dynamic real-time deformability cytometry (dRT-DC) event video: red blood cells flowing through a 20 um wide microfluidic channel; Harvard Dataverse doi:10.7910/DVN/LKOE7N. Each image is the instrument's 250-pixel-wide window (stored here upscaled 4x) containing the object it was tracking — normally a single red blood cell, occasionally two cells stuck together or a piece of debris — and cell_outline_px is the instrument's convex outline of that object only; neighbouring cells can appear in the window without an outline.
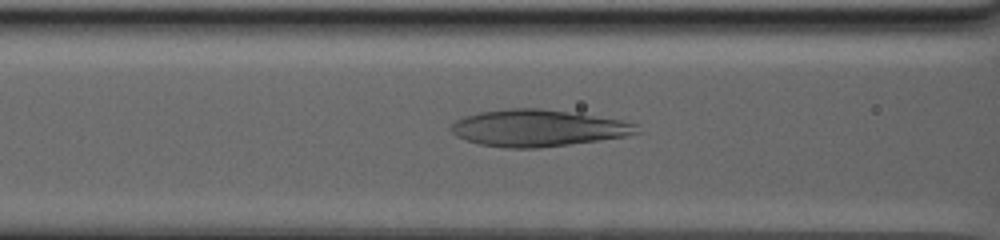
{"species": "human", "species_latin": "Homo sapiens", "temperature_condition": "warm", "stored_images_in_passage": 58, "camera_frame_rate_fps": 3000, "um_per_image_px": 0.085, "donor": {"sex": "male"}, "frame": {"image": 1, "passage_image": 15, "time_ms": 5.333, "image_size_px": [1000, 240], "cell_outline_px": [[640, 132], [628, 136], [540, 148], [504, 148], [480, 144], [456, 136], [452, 132], [452, 124], [456, 120], [464, 116], [476, 112], [508, 108], [540, 108], [620, 120], [636, 124]], "centroid_in_image_um": [45.69, 10.89], "position_along_channel_um": 120.9, "area_um2": 39.54}}
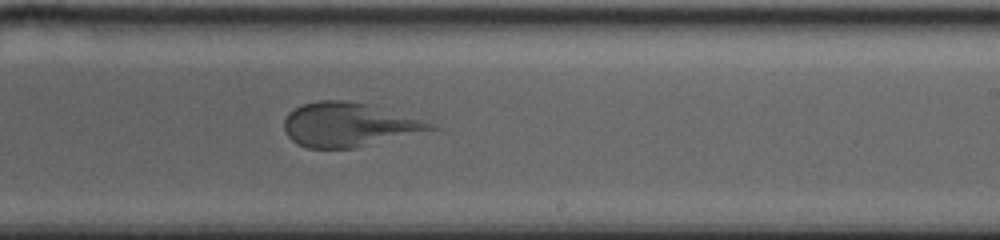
{"frame": {"image": 2, "passage_image": 34, "time_ms": 10.667, "image_size_px": [1000, 240], "cell_outline_px": [[444, 128], [352, 148], [308, 148], [296, 144], [288, 136], [284, 128], [284, 120], [288, 112], [300, 104], [316, 100], [344, 100], [368, 104], [420, 120]], "centroid_in_image_um": [29.59, 10.6], "position_along_channel_um": 259.4, "area_um2": 37.34}}
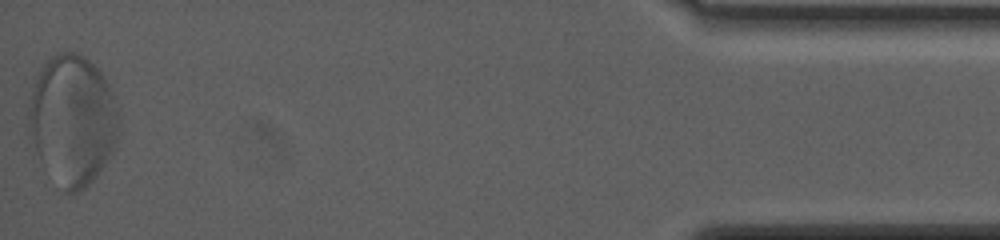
{"frame": {"image": 3, "passage_image": 58, "time_ms": 20.0, "image_size_px": [1000, 240], "cell_outline_px": [[120, 124], [116, 140], [112, 152], [104, 164], [88, 184], [84, 188], [72, 196], [64, 192], [40, 160], [36, 152], [28, 132], [28, 108], [32, 88], [36, 76], [44, 60], [56, 52], [76, 52], [84, 56], [100, 72], [108, 84], [120, 108]], "centroid_in_image_um": [6.15, 10.17], "position_along_channel_um": 429.0, "area_um2": 68.9}}